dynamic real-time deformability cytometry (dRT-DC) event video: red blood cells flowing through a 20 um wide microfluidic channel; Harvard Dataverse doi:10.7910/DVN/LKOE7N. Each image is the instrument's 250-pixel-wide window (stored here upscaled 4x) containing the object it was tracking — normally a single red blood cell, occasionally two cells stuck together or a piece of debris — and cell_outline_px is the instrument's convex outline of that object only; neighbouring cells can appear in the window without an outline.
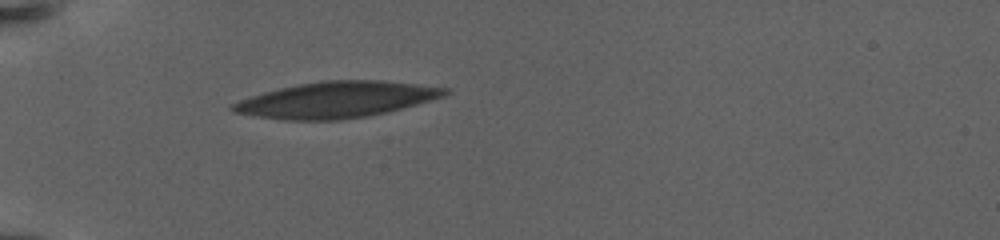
{"species": "human", "species_latin": "Homo sapiens", "temperature_condition": "warm", "stored_images_in_passage": 41, "camera_frame_rate_fps": 3000, "um_per_image_px": 0.085, "donor": {"sex": "female"}, "frame": {"image": 1, "passage_image": 1, "time_ms": 0.0, "image_size_px": [1000, 240], "cell_outline_px": [[452, 92], [444, 96], [388, 112], [368, 116], [340, 120], [284, 120], [236, 112], [228, 108], [232, 104], [240, 100], [264, 92], [280, 88], [320, 80], [384, 80], [448, 88]], "centroid_in_image_um": [28.63, 8.47], "position_along_channel_um": 56.4, "area_um2": 44.27}}
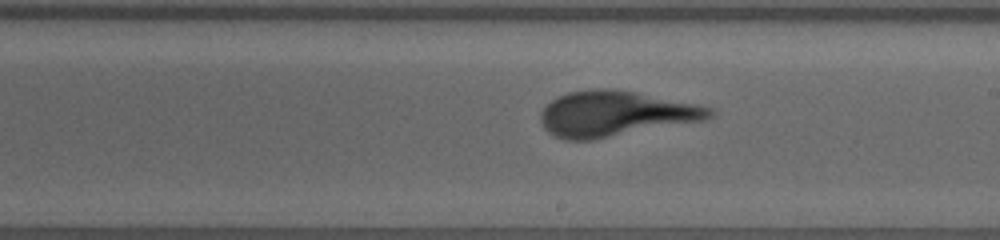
{"frame": {"image": 2, "passage_image": 22, "time_ms": 7.0, "image_size_px": [1000, 240], "cell_outline_px": [[712, 116], [704, 120], [592, 140], [564, 140], [548, 132], [544, 128], [540, 120], [540, 112], [552, 100], [568, 92], [588, 88], [608, 88], [632, 92], [712, 108]], "centroid_in_image_um": [52.22, 9.68], "position_along_channel_um": 236.8, "area_um2": 43.99}}
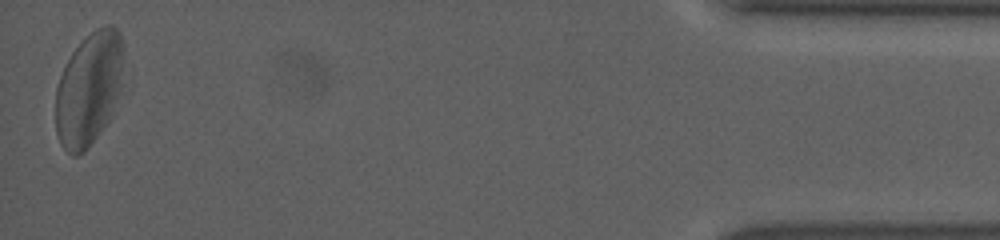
{"frame": {"image": 3, "passage_image": 41, "time_ms": 16.333, "image_size_px": [1000, 240], "cell_outline_px": [[124, 52], [120, 88], [112, 112], [108, 120], [88, 148], [84, 152], [76, 156], [72, 156], [60, 144], [56, 132], [56, 88], [60, 76], [72, 52], [96, 28], [104, 24], [112, 24], [120, 32], [124, 44]], "centroid_in_image_um": [7.57, 7.54], "position_along_channel_um": 427.6, "area_um2": 44.8}}